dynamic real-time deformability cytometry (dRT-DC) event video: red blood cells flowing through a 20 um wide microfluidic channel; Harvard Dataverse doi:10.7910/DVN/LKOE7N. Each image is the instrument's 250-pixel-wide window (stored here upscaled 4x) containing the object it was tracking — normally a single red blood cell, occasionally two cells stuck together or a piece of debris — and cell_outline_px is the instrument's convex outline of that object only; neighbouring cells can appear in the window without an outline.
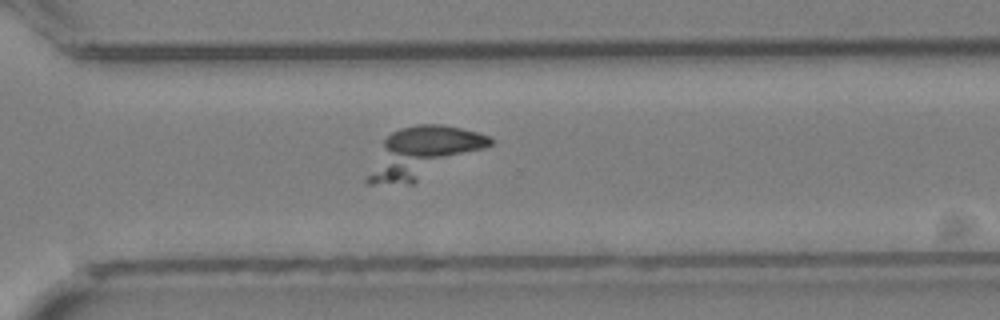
{"species": "Egyptian fruit bat (a non-hibernating species)", "species_latin": "Rousettus aegyptiacus", "temperature_condition": "cold", "stored_images_in_passage": 34, "camera_frame_rate_fps": 3000, "um_per_image_px": 0.085, "animal": {"sex": "female"}, "frame": {"image": 1, "passage_image": 25, "time_ms": 8.0, "image_size_px": [1000, 320], "cell_outline_px": [[492, 144], [412, 184], [368, 184], [364, 180], [364, 176], [384, 140], [392, 132], [400, 128], [416, 124], [444, 124], [492, 136]], "centroid_in_image_um": [35.88, 12.97], "position_along_channel_um": 334.7, "area_um2": 35.6}}